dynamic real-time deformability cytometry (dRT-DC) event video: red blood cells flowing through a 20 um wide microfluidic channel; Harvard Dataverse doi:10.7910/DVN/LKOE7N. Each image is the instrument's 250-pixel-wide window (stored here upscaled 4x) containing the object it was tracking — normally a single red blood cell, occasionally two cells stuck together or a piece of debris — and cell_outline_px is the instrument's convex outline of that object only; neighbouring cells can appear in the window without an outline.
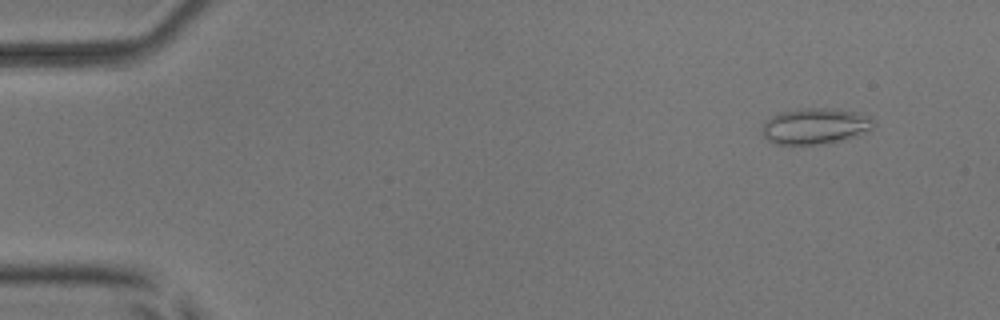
{"species": "common noctule bat (a hibernating species)", "species_latin": "Nyctalus noctula", "temperature_condition": "room temperature", "stored_images_in_passage": 53, "camera_frame_rate_fps": 3000, "um_per_image_px": 0.085, "animal": {"sex": "male", "body_mass_g": 17.9, "forearm_length_mm": 54.2}, "frame": {"image": 1, "passage_image": 5, "time_ms": 1.333, "image_size_px": [1000, 320], "cell_outline_px": [[876, 124], [872, 128], [856, 136], [840, 140], [820, 144], [776, 144], [768, 140], [760, 132], [760, 128], [772, 116], [780, 112], [804, 108], [836, 108], [856, 112], [872, 116]], "centroid_in_image_um": [69.31, 10.7], "position_along_channel_um": 15.7, "area_um2": 23.47}}
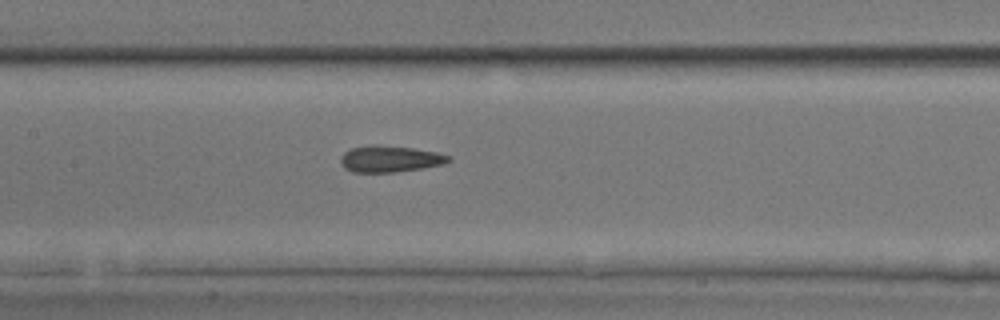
{"frame": {"image": 2, "passage_image": 26, "time_ms": 8.333, "image_size_px": [1000, 320], "cell_outline_px": [[452, 160], [444, 164], [424, 168], [396, 172], [352, 172], [344, 168], [340, 160], [344, 152], [352, 148], [372, 144], [412, 148], [436, 152], [452, 156]], "centroid_in_image_um": [33.18, 13.51], "position_along_channel_um": 174.2, "area_um2": 16.7}}
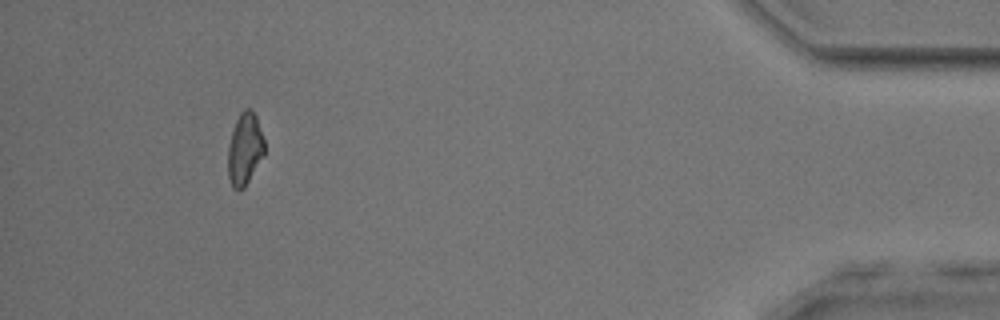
{"frame": {"image": 3, "passage_image": 49, "time_ms": 16.0, "image_size_px": [1000, 320], "cell_outline_px": [[264, 156], [244, 188], [232, 188], [228, 176], [228, 148], [232, 132], [236, 120], [240, 112], [244, 108], [252, 108], [256, 116], [264, 140]], "centroid_in_image_um": [20.81, 12.65], "position_along_channel_um": 414.4, "area_um2": 15.32}, "authors_computed_cell_mechanics": {"area_um2": 16.5886, "velocity_mm_per_s": 3.9528, "shape_relaxation_time_tau1_ms": null, "shape_relaxation_time_tau2_ms": 3.6561, "deformation_change_tau1": null, "deformation_change_tau2": 0.1037}}